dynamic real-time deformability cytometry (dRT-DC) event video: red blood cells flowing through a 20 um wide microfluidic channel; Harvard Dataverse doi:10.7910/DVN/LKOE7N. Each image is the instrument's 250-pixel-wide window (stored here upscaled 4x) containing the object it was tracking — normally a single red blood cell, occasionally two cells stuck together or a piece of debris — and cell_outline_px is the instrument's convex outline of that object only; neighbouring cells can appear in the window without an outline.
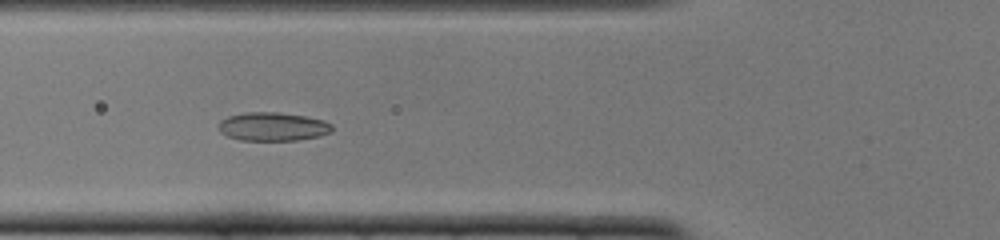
{"species": "common noctule bat (a hibernating species)", "species_latin": "Nyctalus noctula", "temperature_condition": "cold", "stored_images_in_passage": 51, "camera_frame_rate_fps": 3000, "um_per_image_px": 0.085, "animal": {"sex": "female", "body_mass_g": 22.0, "forearm_length_mm": 56.7}, "frame": {"image": 1, "passage_image": 18, "time_ms": 5.667, "image_size_px": [1000, 240], "cell_outline_px": [[332, 132], [320, 136], [296, 140], [240, 140], [228, 136], [220, 132], [216, 128], [220, 120], [228, 116], [244, 112], [280, 112], [304, 116], [324, 120], [332, 124]], "centroid_in_image_um": [23.17, 10.75], "position_along_channel_um": 102.6, "area_um2": 19.07}}
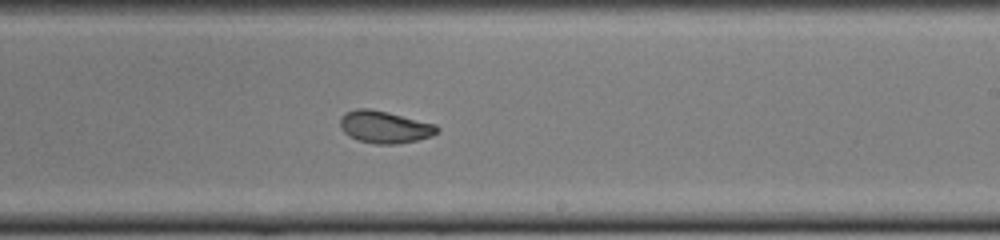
{"frame": {"image": 2, "passage_image": 30, "time_ms": 9.667, "image_size_px": [1000, 240], "cell_outline_px": [[440, 132], [432, 136], [416, 140], [396, 144], [376, 144], [356, 140], [348, 136], [340, 128], [340, 116], [344, 112], [356, 108], [368, 108], [388, 112], [436, 124], [440, 128]], "centroid_in_image_um": [32.68, 10.79], "position_along_channel_um": 256.3, "area_um2": 18.5}}
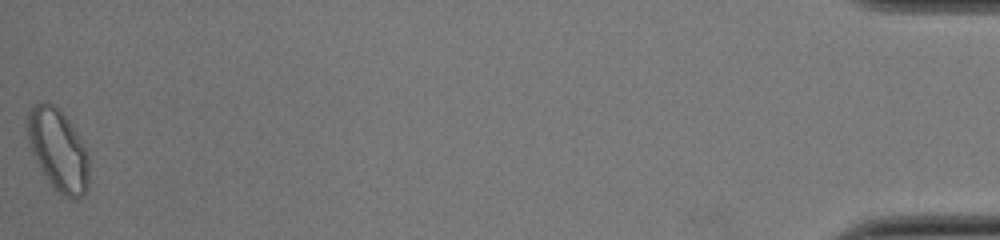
{"frame": {"image": 3, "passage_image": 51, "time_ms": 16.667, "image_size_px": [1000, 240], "cell_outline_px": [[88, 184], [84, 196], [76, 200], [72, 200], [64, 196], [44, 176], [28, 148], [28, 108], [44, 100], [48, 100], [60, 108], [84, 140], [88, 156]], "centroid_in_image_um": [4.95, 12.7], "position_along_channel_um": 430.3, "area_um2": 30.06}, "authors_computed_cell_mechanics": {"area_um2": 18.6116, "velocity_mm_per_s": 3.8572, "shape_relaxation_time_tau1_ms": null, "shape_relaxation_time_tau2_ms": 1.6416, "deformation_change_tau1": null, "deformation_change_tau2": 0.0575}}